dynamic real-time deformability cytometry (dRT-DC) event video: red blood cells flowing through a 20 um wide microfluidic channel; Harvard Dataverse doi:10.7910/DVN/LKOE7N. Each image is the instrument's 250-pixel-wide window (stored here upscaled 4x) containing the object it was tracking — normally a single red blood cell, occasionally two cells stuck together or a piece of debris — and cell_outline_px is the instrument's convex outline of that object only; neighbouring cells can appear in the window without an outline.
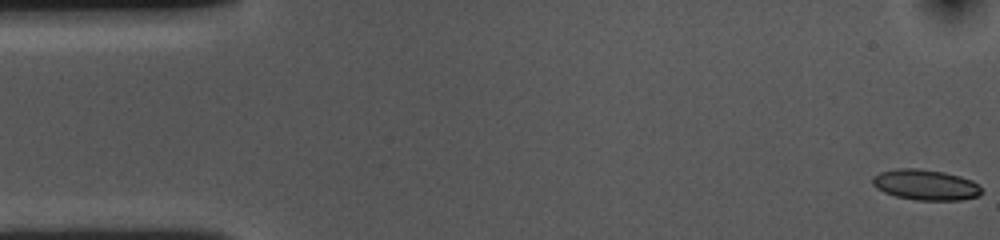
{"species": "common noctule bat (a hibernating species)", "species_latin": "Nyctalus noctula", "temperature_condition": "cold", "stored_images_in_passage": 7, "camera_frame_rate_fps": 3000, "um_per_image_px": 0.085, "animal": {"sex": "female", "body_mass_g": 10.0, "forearm_length_mm": 53.1}, "frame": {"image": 1, "passage_image": 1, "time_ms": 0.0, "image_size_px": [1000, 240], "cell_outline_px": [[980, 196], [960, 200], [916, 200], [896, 196], [884, 192], [876, 188], [872, 184], [872, 176], [880, 172], [896, 168], [920, 168], [944, 172], [960, 176], [972, 180], [980, 188]], "centroid_in_image_um": [78.64, 15.7], "position_along_channel_um": 6.4, "area_um2": 19.48}}